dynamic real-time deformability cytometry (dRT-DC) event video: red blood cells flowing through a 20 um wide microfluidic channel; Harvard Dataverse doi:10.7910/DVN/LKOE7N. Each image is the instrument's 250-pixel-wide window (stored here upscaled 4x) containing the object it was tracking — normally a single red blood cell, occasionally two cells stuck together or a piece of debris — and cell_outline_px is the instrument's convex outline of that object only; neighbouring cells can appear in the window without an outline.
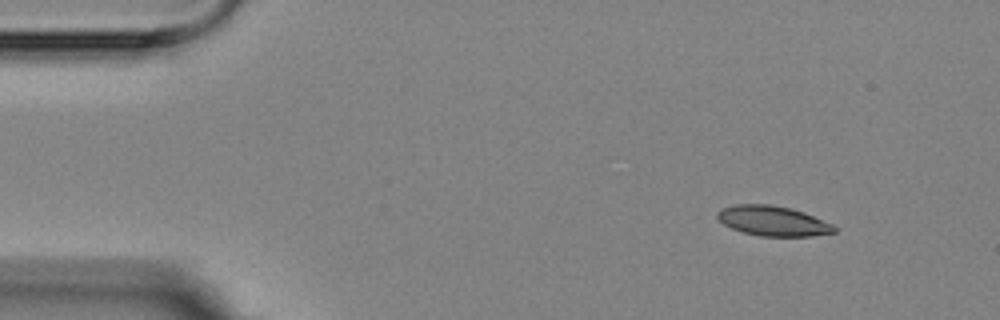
{"species": "Egyptian fruit bat (a non-hibernating species)", "species_latin": "Rousettus aegyptiacus", "temperature_condition": "room temperature", "stored_images_in_passage": 4, "camera_frame_rate_fps": 3000, "um_per_image_px": 0.085, "animal": {"sex": "female"}, "frame": {"image": 1, "passage_image": 1, "time_ms": 0.0, "image_size_px": [1000, 320], "cell_outline_px": [[836, 232], [812, 236], [760, 236], [744, 232], [732, 228], [724, 224], [716, 216], [716, 212], [720, 208], [736, 204], [768, 204], [792, 208], [804, 212], [832, 224], [836, 228]], "centroid_in_image_um": [65.68, 18.77], "position_along_channel_um": 19.3, "area_um2": 20.4}}
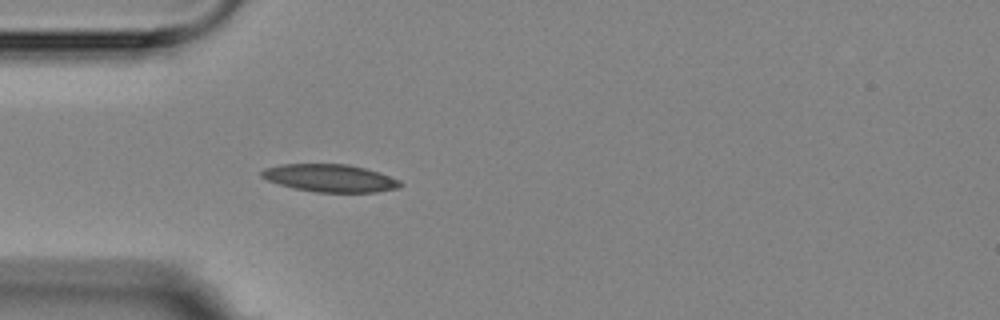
{"frame": {"image": 2, "passage_image": 4, "time_ms": 3.333, "image_size_px": [1000, 320], "cell_outline_px": [[404, 184], [400, 188], [376, 192], [316, 192], [296, 188], [280, 184], [268, 180], [260, 176], [260, 172], [264, 168], [280, 164], [348, 164], [380, 172], [400, 180]], "centroid_in_image_um": [28.09, 15.13], "position_along_channel_um": 56.9, "area_um2": 22.37}}